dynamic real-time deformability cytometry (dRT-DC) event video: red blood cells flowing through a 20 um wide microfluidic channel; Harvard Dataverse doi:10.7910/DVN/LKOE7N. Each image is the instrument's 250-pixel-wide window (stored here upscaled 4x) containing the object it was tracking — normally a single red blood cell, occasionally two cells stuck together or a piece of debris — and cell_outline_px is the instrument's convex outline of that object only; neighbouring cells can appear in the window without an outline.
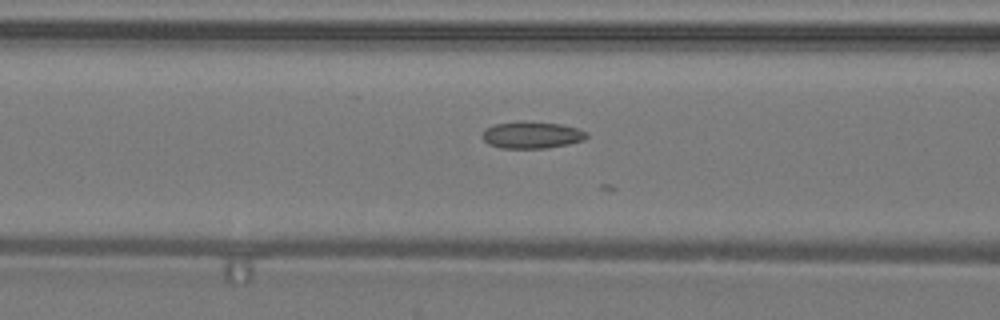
{"species": "common noctule bat (a hibernating species)", "species_latin": "Nyctalus noctula", "temperature_condition": "warm", "stored_images_in_passage": 27, "camera_frame_rate_fps": 3000, "um_per_image_px": 0.085, "animal": {"sex": "male", "body_mass_g": 19.2, "forearm_length_mm": 51.8}, "frame": {"image": 1, "passage_image": 20, "time_ms": 6.333, "image_size_px": [1000, 320], "cell_outline_px": [[588, 136], [584, 140], [568, 144], [544, 148], [500, 148], [488, 144], [480, 136], [484, 128], [496, 124], [560, 124], [576, 128], [588, 132]], "centroid_in_image_um": [45.19, 11.52], "position_along_channel_um": 121.4, "area_um2": 15.61}}
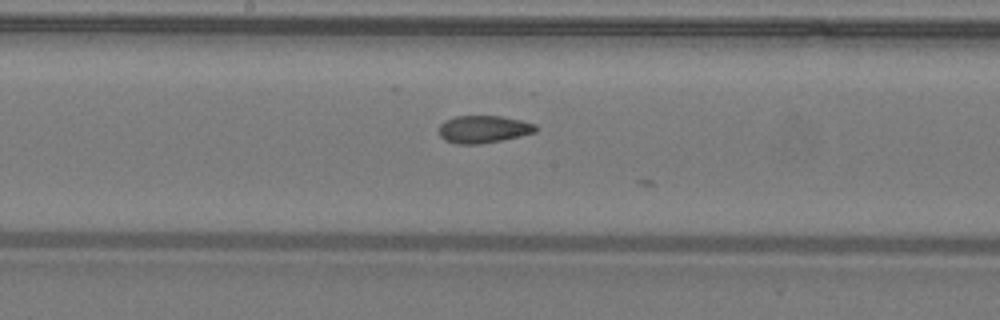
{"frame": {"image": 2, "passage_image": 26, "time_ms": 8.333, "image_size_px": [1000, 320], "cell_outline_px": [[536, 132], [520, 136], [480, 144], [456, 144], [444, 140], [440, 136], [440, 124], [444, 120], [456, 116], [500, 116], [520, 120], [536, 124]], "centroid_in_image_um": [41.07, 10.98], "position_along_channel_um": 207.1, "area_um2": 15.43}}